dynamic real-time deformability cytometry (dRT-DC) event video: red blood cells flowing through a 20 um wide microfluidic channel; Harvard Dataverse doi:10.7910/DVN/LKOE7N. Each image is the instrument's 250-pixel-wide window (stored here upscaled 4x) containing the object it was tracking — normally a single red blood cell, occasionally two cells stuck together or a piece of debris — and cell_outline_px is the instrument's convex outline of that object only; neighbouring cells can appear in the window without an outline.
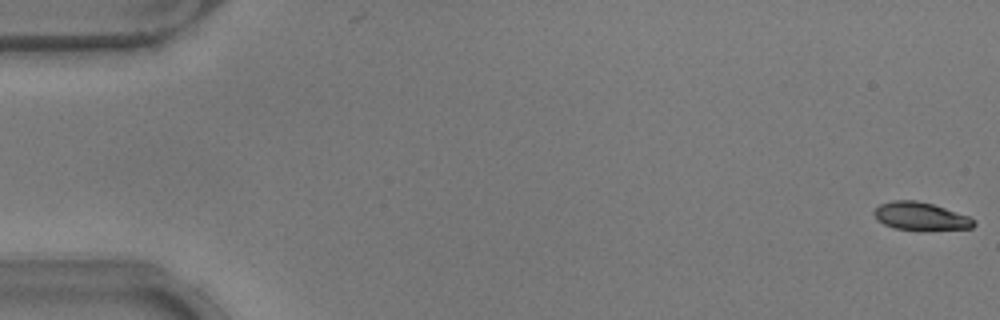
{"species": "common noctule bat (a hibernating species)", "species_latin": "Nyctalus noctula", "temperature_condition": "warm", "stored_images_in_passage": 40, "camera_frame_rate_fps": 3000, "um_per_image_px": 0.085, "animal": {"sex": "male", "body_mass_g": 17.9}, "frame": {"image": 1, "passage_image": 1, "time_ms": 0.0, "image_size_px": [1000, 320], "cell_outline_px": [[976, 224], [972, 228], [924, 232], [896, 228], [884, 224], [876, 220], [872, 212], [880, 204], [892, 200], [916, 200], [932, 204], [968, 216], [976, 220]], "centroid_in_image_um": [78.26, 18.41], "position_along_channel_um": 6.7, "area_um2": 16.7}}
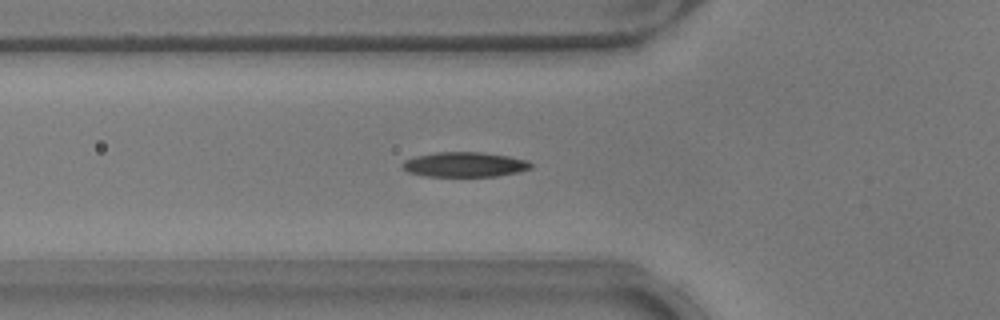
{"frame": {"image": 2, "passage_image": 19, "time_ms": 6.0, "image_size_px": [1000, 320], "cell_outline_px": [[532, 168], [516, 172], [496, 176], [428, 176], [408, 172], [400, 168], [400, 164], [404, 160], [416, 156], [436, 152], [480, 152], [508, 156], [528, 160], [532, 164]], "centroid_in_image_um": [39.45, 13.98], "position_along_channel_um": 86.3, "area_um2": 18.61}}
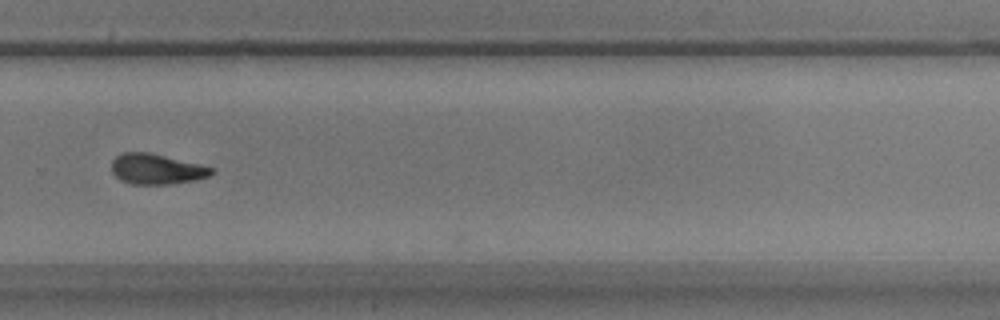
{"frame": {"image": 3, "passage_image": 37, "time_ms": 12.0, "image_size_px": [1000, 320], "cell_outline_px": [[216, 172], [208, 176], [196, 180], [168, 184], [132, 184], [120, 180], [112, 172], [112, 160], [116, 156], [124, 152], [148, 152], [200, 164], [212, 168]], "centroid_in_image_um": [13.3, 14.37], "position_along_channel_um": 316.5, "area_um2": 17.63}}